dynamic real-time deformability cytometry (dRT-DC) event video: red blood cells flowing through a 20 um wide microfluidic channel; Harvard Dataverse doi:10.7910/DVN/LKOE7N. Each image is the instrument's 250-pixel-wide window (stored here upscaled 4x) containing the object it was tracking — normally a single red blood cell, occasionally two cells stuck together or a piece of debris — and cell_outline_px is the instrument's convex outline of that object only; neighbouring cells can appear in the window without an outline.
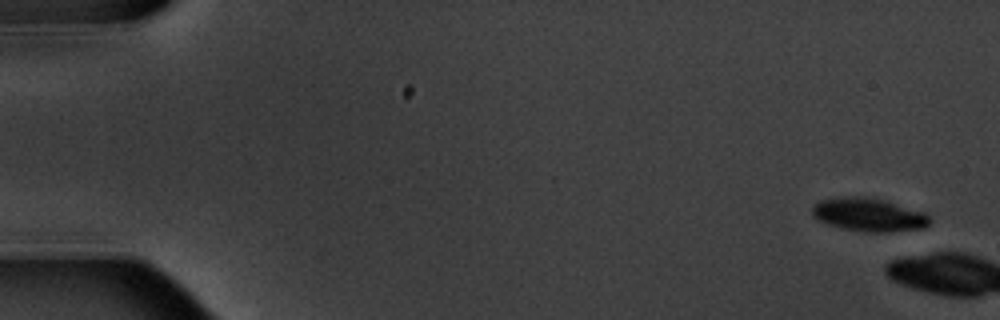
{"species": "common noctule bat (a hibernating species)", "species_latin": "Nyctalus noctula", "temperature_condition": "warm", "stored_images_in_passage": 2, "camera_frame_rate_fps": 3000, "um_per_image_px": 0.085, "animal": {"sex": "male", "body_mass_g": 20.1, "forearm_length_mm": 53.5}, "frame": {"image": 1, "passage_image": 1, "time_ms": 0.0, "image_size_px": [1000, 320], "cell_outline_px": [[932, 220], [924, 228], [888, 232], [864, 232], [840, 228], [828, 224], [812, 216], [812, 204], [820, 200], [840, 196], [864, 196], [884, 200], [924, 212]], "centroid_in_image_um": [73.81, 18.24], "position_along_channel_um": 11.2, "area_um2": 23.0}}